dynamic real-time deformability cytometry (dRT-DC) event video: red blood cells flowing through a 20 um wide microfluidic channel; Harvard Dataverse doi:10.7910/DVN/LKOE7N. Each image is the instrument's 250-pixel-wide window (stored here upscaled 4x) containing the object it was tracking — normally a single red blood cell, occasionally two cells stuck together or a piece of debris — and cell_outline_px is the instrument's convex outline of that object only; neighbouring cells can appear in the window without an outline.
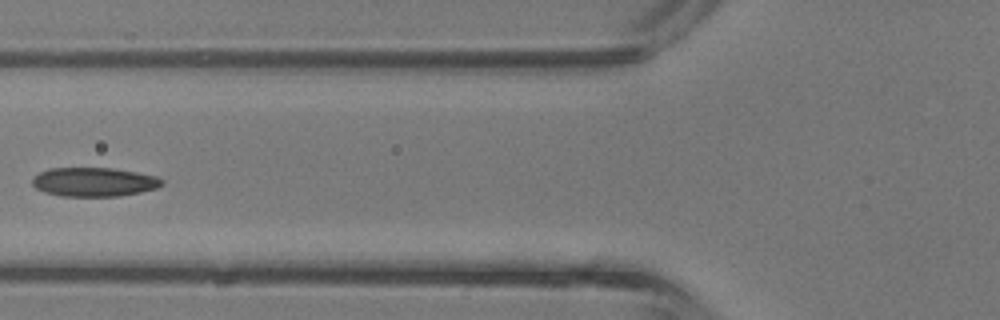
{"species": "common noctule bat (a hibernating species)", "species_latin": "Nyctalus noctula", "temperature_condition": "room temperature", "stored_images_in_passage": 4, "camera_frame_rate_fps": 3000, "um_per_image_px": 0.085, "animal": {"sex": "male", "body_mass_g": 13.3}, "frame": {"image": 1, "passage_image": 4, "time_ms": 1.0, "image_size_px": [1000, 320], "cell_outline_px": [[164, 184], [156, 188], [140, 192], [116, 196], [60, 196], [44, 192], [36, 188], [32, 184], [32, 176], [48, 168], [112, 168], [136, 172], [156, 176], [164, 180]], "centroid_in_image_um": [7.97, 15.46], "position_along_channel_um": 117.8, "area_um2": 21.96}}